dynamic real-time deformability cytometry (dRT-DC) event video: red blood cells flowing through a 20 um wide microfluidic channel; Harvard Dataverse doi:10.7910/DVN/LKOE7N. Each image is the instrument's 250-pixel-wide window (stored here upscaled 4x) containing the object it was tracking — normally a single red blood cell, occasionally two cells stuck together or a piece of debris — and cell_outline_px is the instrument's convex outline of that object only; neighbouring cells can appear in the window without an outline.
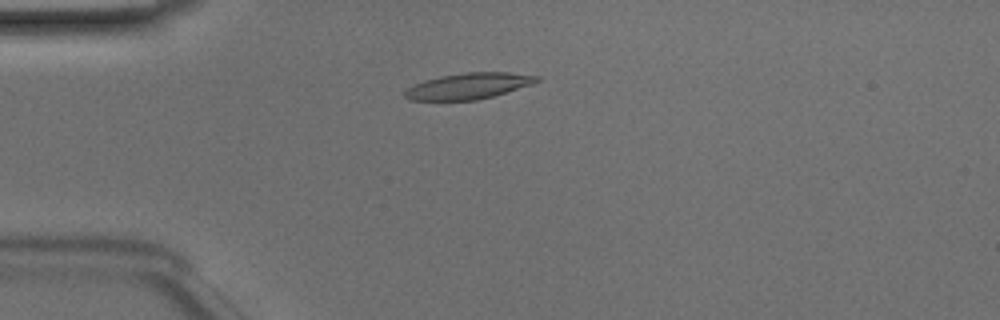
{"species": "Egyptian fruit bat (a non-hibernating species)", "species_latin": "Rousettus aegyptiacus", "temperature_condition": "room temperature", "stored_images_in_passage": 48, "camera_frame_rate_fps": 3000, "um_per_image_px": 0.085, "animal": {"sex": "male"}, "frame": {"image": 1, "passage_image": 12, "time_ms": 3.667, "image_size_px": [1000, 320], "cell_outline_px": [[540, 80], [532, 84], [492, 96], [476, 100], [408, 100], [404, 96], [404, 92], [408, 88], [424, 80], [440, 76], [464, 72], [508, 72], [540, 76]], "centroid_in_image_um": [39.82, 7.3], "position_along_channel_um": 45.2, "area_um2": 19.88}}
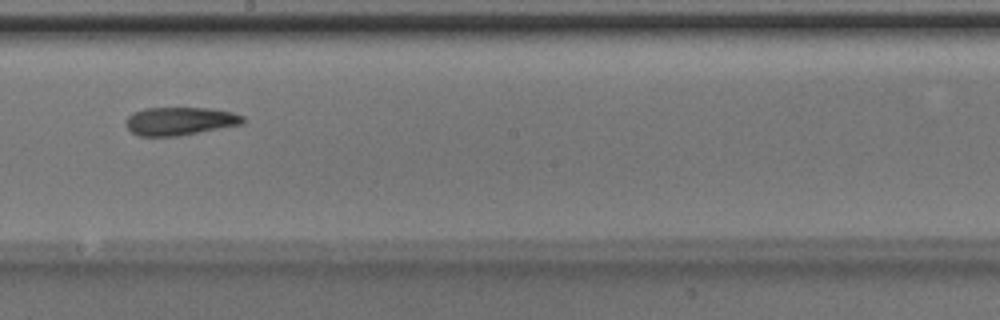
{"frame": {"image": 2, "passage_image": 27, "time_ms": 8.667, "image_size_px": [1000, 320], "cell_outline_px": [[248, 120], [244, 124], [180, 136], [136, 136], [124, 124], [124, 120], [128, 116], [144, 108], [208, 108], [232, 112], [244, 116]], "centroid_in_image_um": [15.32, 10.3], "position_along_channel_um": 232.9, "area_um2": 19.48}}
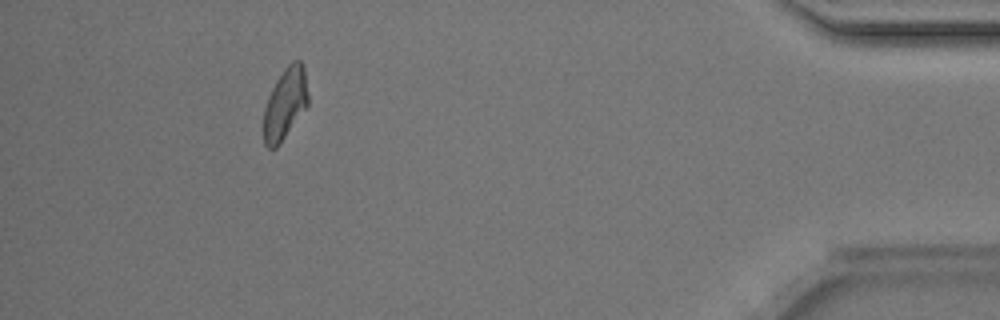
{"frame": {"image": 3, "passage_image": 44, "time_ms": 14.333, "image_size_px": [1000, 320], "cell_outline_px": [[308, 104], [276, 148], [268, 148], [264, 144], [264, 108], [268, 96], [276, 80], [284, 68], [292, 60], [300, 60], [304, 68], [308, 96]], "centroid_in_image_um": [24.22, 8.78], "position_along_channel_um": 411.0, "area_um2": 18.21}, "authors_computed_cell_mechanics": {"area_um2": 19.4786, "velocity_mm_per_s": 4.1514, "shape_relaxation_time_tau1_ms": 4.266, "shape_relaxation_time_tau2_ms": 2.8248, "deformation_change_tau1": 0.1456, "deformation_change_tau2": 0.1036}}